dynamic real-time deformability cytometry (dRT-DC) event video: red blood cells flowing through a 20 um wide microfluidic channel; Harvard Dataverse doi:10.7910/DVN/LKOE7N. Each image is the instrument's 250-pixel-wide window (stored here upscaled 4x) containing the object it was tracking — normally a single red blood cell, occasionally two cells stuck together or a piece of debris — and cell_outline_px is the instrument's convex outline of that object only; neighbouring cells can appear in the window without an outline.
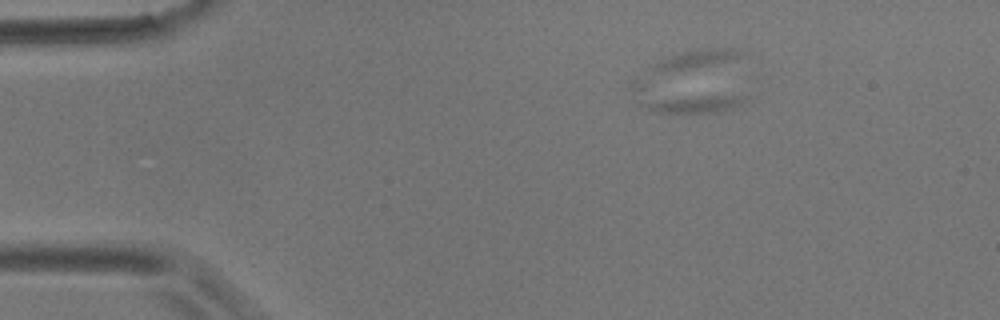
{"species": "common noctule bat (a hibernating species)", "species_latin": "Nyctalus noctula", "temperature_condition": "room temperature", "stored_images_in_passage": 7, "segment_of_instrument_passage": [3, 3], "camera_frame_rate_fps": 3000, "um_per_image_px": 0.085, "animal": {"sex": "male", "body_mass_g": 17.9}, "frame": {"image": 1, "passage_image": 4, "time_ms": 3.333, "image_size_px": [1000, 320], "cell_outline_px": [[748, 100], [732, 108], [720, 112], [656, 112], [640, 104], [628, 88], [628, 80], [636, 80], [748, 96]], "centroid_in_image_um": [57.98, 8.34], "position_along_channel_um": 27.0, "area_um2": 18.32}}